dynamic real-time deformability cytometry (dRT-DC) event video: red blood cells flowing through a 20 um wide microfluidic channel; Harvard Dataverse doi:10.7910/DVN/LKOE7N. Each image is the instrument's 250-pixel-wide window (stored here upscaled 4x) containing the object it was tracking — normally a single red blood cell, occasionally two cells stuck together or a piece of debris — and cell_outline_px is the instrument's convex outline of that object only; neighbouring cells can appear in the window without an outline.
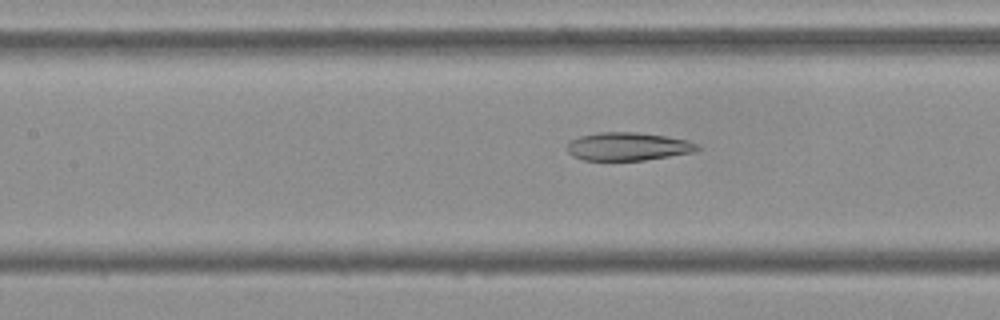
{"species": "Egyptian fruit bat (a non-hibernating species)", "species_latin": "Rousettus aegyptiacus", "temperature_condition": "cold", "stored_images_in_passage": 37, "camera_frame_rate_fps": 3000, "um_per_image_px": 0.085, "frame": {"image": 1, "passage_image": 7, "time_ms": 2.0, "image_size_px": [1000, 320], "cell_outline_px": [[700, 148], [696, 152], [644, 160], [584, 160], [572, 156], [568, 152], [568, 144], [572, 140], [580, 136], [596, 132], [640, 132], [688, 140], [700, 144]], "centroid_in_image_um": [53.42, 12.45], "position_along_channel_um": 154.0, "area_um2": 21.44}}
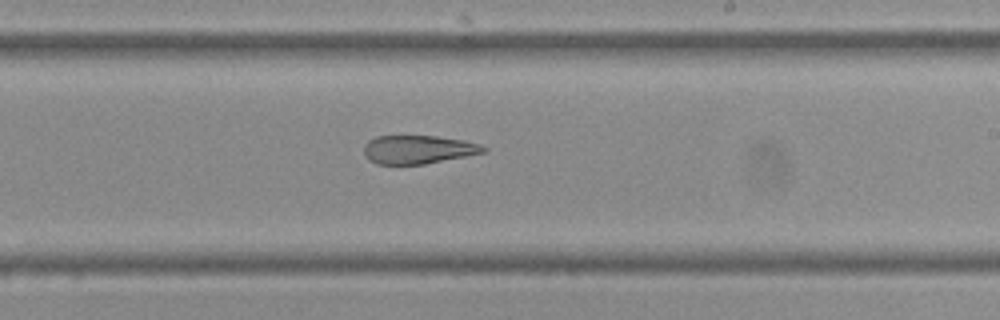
{"frame": {"image": 2, "passage_image": 15, "time_ms": 4.667, "image_size_px": [1000, 320], "cell_outline_px": [[488, 152], [424, 164], [376, 164], [368, 160], [364, 156], [364, 144], [368, 140], [376, 136], [436, 136], [464, 140], [480, 144], [488, 148]], "centroid_in_image_um": [35.54, 12.71], "position_along_channel_um": 253.5, "area_um2": 20.06}}
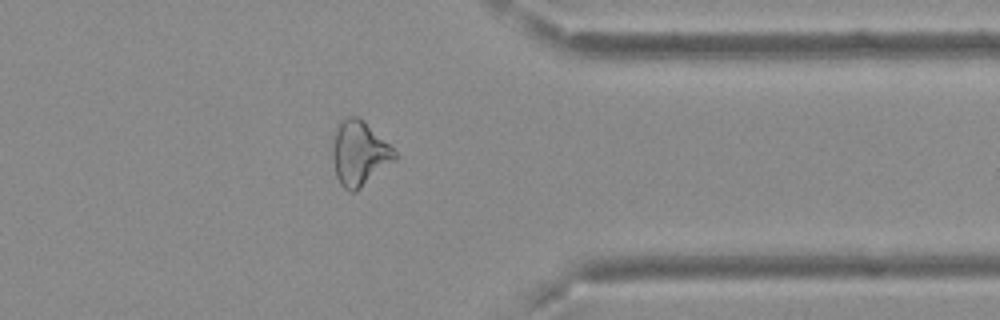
{"frame": {"image": 3, "passage_image": 26, "time_ms": 8.333, "image_size_px": [1000, 320], "cell_outline_px": [[400, 156], [396, 160], [356, 192], [348, 192], [340, 184], [336, 176], [332, 160], [332, 140], [336, 128], [340, 120], [348, 116], [360, 116]], "centroid_in_image_um": [30.52, 13.04], "position_along_channel_um": 380.9, "area_um2": 23.81}}